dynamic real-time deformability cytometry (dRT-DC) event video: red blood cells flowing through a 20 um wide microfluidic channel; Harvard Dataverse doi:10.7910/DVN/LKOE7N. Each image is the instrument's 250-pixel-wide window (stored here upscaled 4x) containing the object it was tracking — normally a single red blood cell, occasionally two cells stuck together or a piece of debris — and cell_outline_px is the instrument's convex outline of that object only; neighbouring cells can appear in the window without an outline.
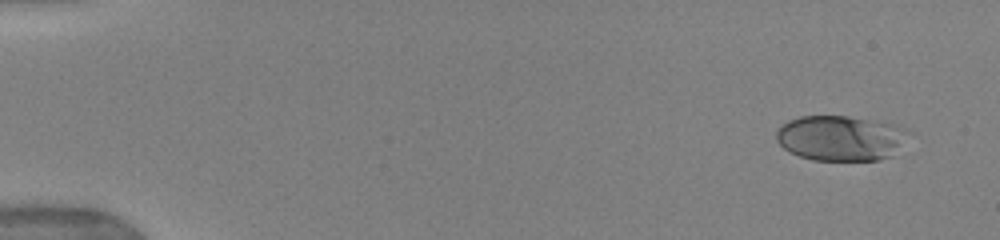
{"species": "human", "species_latin": "Homo sapiens", "temperature_condition": "warm", "stored_images_in_passage": 7, "camera_frame_rate_fps": 3000, "um_per_image_px": 0.085, "donor": {"sex": "female"}, "frame": {"image": 1, "passage_image": 1, "time_ms": 0.0, "image_size_px": [1000, 240], "cell_outline_px": [[912, 132], [892, 156], [880, 160], [812, 160], [800, 156], [784, 148], [776, 140], [776, 132], [788, 120], [800, 116], [848, 116], [896, 124]], "centroid_in_image_um": [71.49, 11.73], "position_along_channel_um": 13.5, "area_um2": 34.91}}
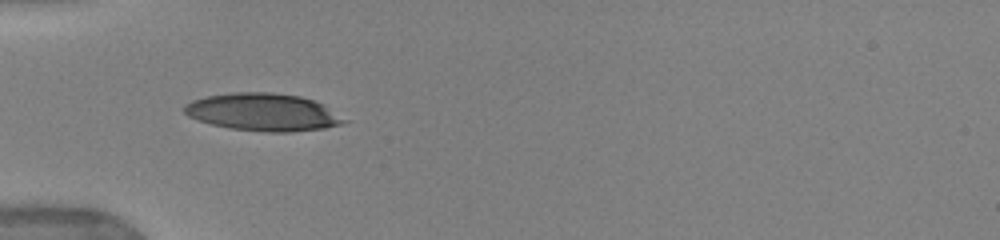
{"frame": {"image": 2, "passage_image": 5, "time_ms": 4.667, "image_size_px": [1000, 240], "cell_outline_px": [[348, 120], [340, 124], [324, 128], [292, 132], [268, 132], [228, 128], [212, 124], [188, 116], [184, 112], [184, 104], [192, 100], [208, 96], [232, 92], [272, 92], [300, 96], [324, 104]], "centroid_in_image_um": [22.36, 9.53], "position_along_channel_um": 62.6, "area_um2": 34.91}}